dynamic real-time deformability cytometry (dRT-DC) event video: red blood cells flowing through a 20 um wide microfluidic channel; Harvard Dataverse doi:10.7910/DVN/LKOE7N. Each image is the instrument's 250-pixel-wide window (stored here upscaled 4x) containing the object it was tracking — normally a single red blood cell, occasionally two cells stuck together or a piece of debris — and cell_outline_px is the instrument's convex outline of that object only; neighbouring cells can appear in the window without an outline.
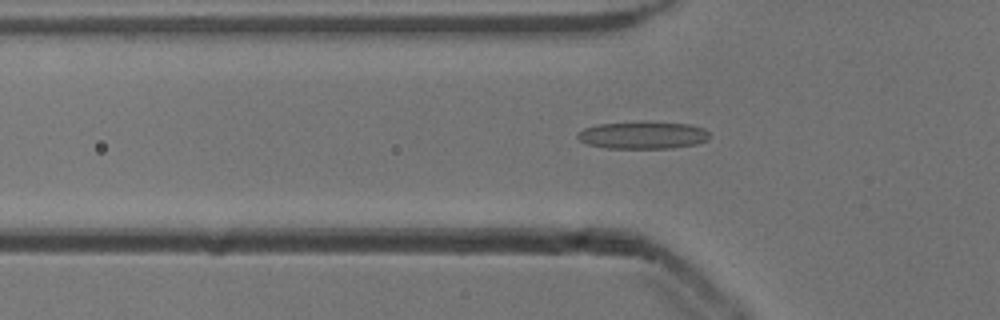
{"species": "common noctule bat (a hibernating species)", "species_latin": "Nyctalus noctula", "temperature_condition": "cold", "stored_images_in_passage": 39, "camera_frame_rate_fps": 3000, "um_per_image_px": 0.085, "animal": {"sex": "male", "body_mass_g": 13.3}, "frame": {"image": 1, "passage_image": 8, "time_ms": 2.333, "image_size_px": [1000, 320], "cell_outline_px": [[708, 140], [696, 144], [672, 148], [604, 148], [588, 144], [580, 140], [576, 136], [584, 128], [600, 124], [644, 120], [688, 124], [704, 128], [708, 132]], "centroid_in_image_um": [54.66, 11.47], "position_along_channel_um": 71.1, "area_um2": 21.33}}
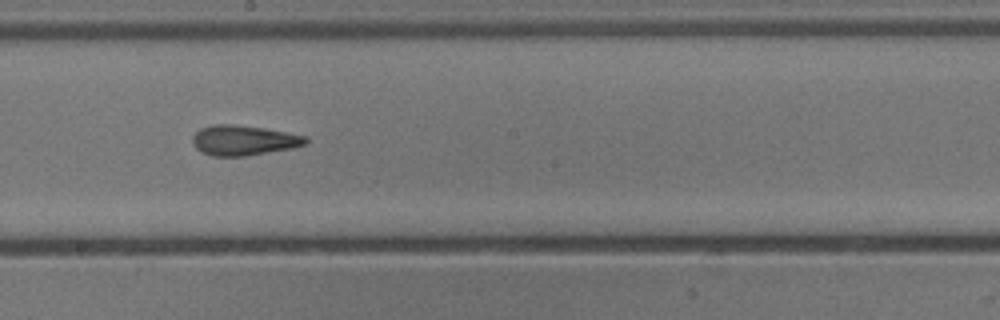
{"frame": {"image": 2, "passage_image": 20, "time_ms": 6.333, "image_size_px": [1000, 320], "cell_outline_px": [[308, 144], [292, 148], [244, 156], [212, 156], [196, 148], [192, 144], [192, 136], [200, 128], [212, 124], [232, 124], [264, 128], [308, 136]], "centroid_in_image_um": [20.72, 11.92], "position_along_channel_um": 227.5, "area_um2": 19.88}}
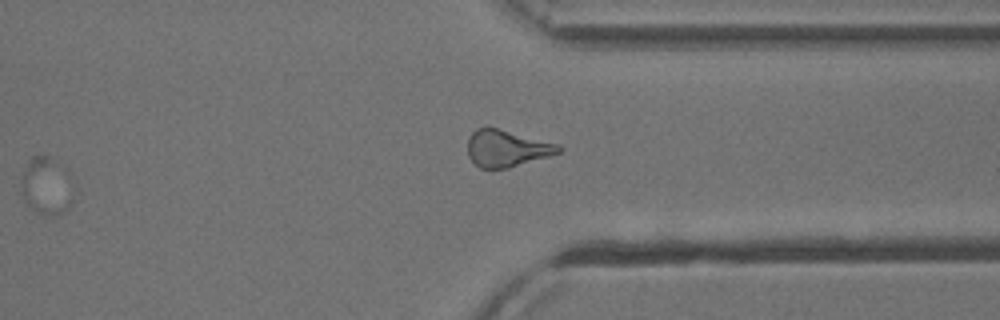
{"frame": {"image": 3, "passage_image": 31, "time_ms": 10.0, "image_size_px": [1000, 320], "cell_outline_px": [[72, 204], [60, 216], [36, 212], [24, 200], [24, 172], [28, 160], [32, 156], [48, 156], [72, 200]], "centroid_in_image_um": [3.82, 15.94], "position_along_channel_um": 407.6, "area_um2": 14.91}, "authors_computed_cell_mechanics": {"area_um2": 18.9584, "velocity_mm_per_s": 3.8692, "shape_relaxation_time_tau1_ms": 6.4384, "shape_relaxation_time_tau2_ms": 2.5493, "deformation_change_tau1": 0.1774, "deformation_change_tau2": 0.1302}}